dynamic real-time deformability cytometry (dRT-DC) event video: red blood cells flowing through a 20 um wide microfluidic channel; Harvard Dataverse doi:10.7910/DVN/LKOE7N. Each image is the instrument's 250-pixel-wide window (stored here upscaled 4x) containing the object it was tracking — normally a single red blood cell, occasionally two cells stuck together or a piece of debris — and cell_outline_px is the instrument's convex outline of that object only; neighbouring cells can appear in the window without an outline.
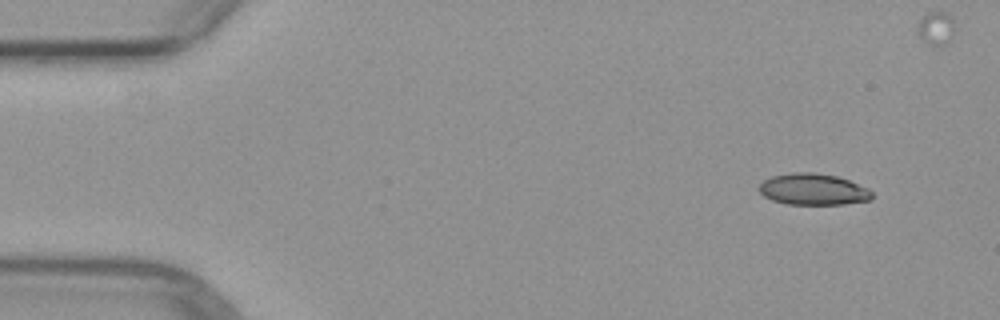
{"species": "common noctule bat (a hibernating species)", "species_latin": "Nyctalus noctula", "temperature_condition": "warm", "stored_images_in_passage": 3, "camera_frame_rate_fps": 3000, "um_per_image_px": 0.085, "animal": {"sex": "female", "body_mass_g": 29.2, "forearm_length_mm": 56.3}, "frame": {"image": 1, "passage_image": 1, "time_ms": 0.0, "image_size_px": [1000, 320], "cell_outline_px": [[872, 200], [844, 204], [788, 204], [772, 200], [764, 196], [756, 188], [764, 180], [772, 176], [796, 172], [812, 172], [836, 176], [848, 180], [868, 188], [872, 192]], "centroid_in_image_um": [69.11, 16.1], "position_along_channel_um": 15.9, "area_um2": 20.63}}
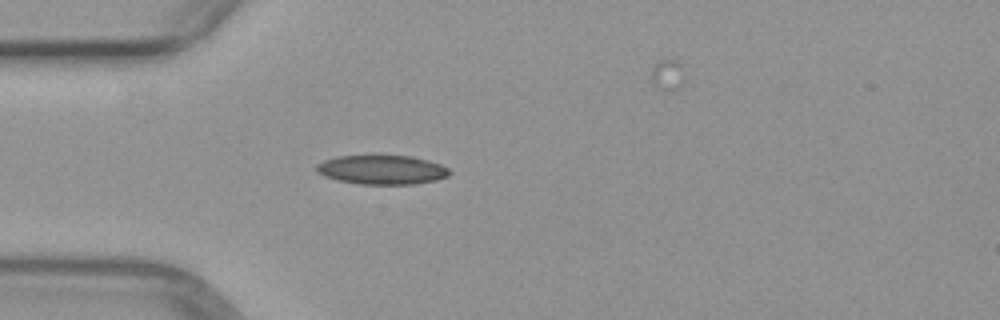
{"frame": {"image": 2, "passage_image": 3, "time_ms": 3.333, "image_size_px": [1000, 320], "cell_outline_px": [[452, 172], [448, 176], [436, 180], [416, 184], [360, 184], [336, 180], [324, 176], [316, 172], [316, 164], [324, 160], [336, 156], [372, 152], [380, 152], [412, 156], [428, 160], [440, 164], [448, 168]], "centroid_in_image_um": [32.43, 14.37], "position_along_channel_um": 52.6, "area_um2": 23.93}}